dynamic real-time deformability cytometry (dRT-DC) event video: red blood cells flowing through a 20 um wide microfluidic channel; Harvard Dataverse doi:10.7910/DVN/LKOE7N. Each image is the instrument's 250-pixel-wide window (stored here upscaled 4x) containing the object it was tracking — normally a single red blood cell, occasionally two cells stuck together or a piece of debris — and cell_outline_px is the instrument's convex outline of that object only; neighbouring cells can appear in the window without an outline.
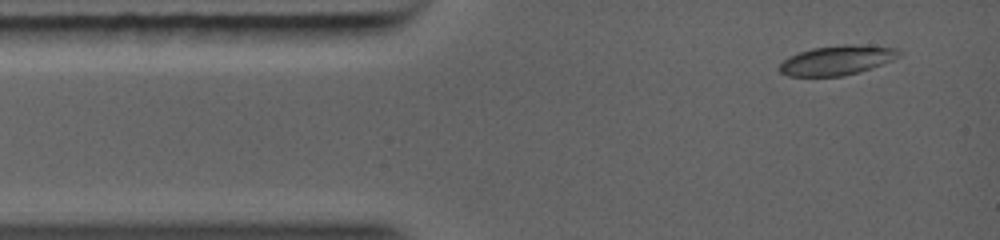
{"species": "common noctule bat (a hibernating species)", "species_latin": "Nyctalus noctula", "temperature_condition": "warm", "stored_images_in_passage": 29, "camera_frame_rate_fps": 5000, "um_per_image_px": 0.085, "animal": {"sex": "female", "body_mass_g": 19.0, "forearm_length_mm": 56.7}, "frame": {"image": 1, "passage_image": 1, "time_ms": 0.0, "image_size_px": [1000, 240], "cell_outline_px": [[904, 52], [900, 56], [892, 60], [860, 72], [844, 76], [788, 76], [780, 72], [776, 68], [788, 56], [812, 48], [844, 44], [852, 44], [896, 48]], "centroid_in_image_um": [71.14, 5.12], "position_along_channel_um": 13.9, "area_um2": 20.69}}
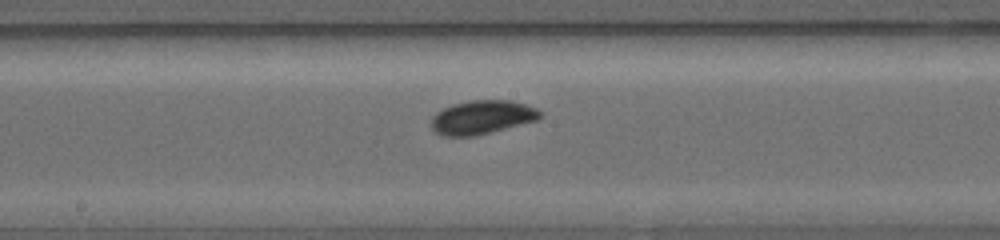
{"frame": {"image": 2, "passage_image": 14, "time_ms": 5.0, "image_size_px": [1000, 240], "cell_outline_px": [[544, 112], [536, 120], [476, 136], [440, 136], [432, 128], [432, 116], [436, 112], [452, 104], [468, 100], [512, 100], [536, 108]], "centroid_in_image_um": [40.96, 9.96], "position_along_channel_um": 207.2, "area_um2": 21.44}}
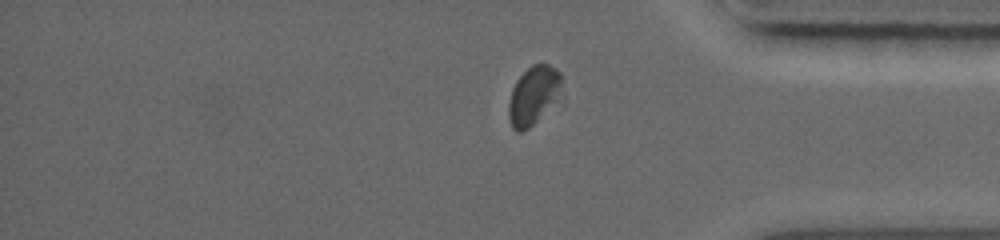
{"frame": {"image": 3, "passage_image": 25, "time_ms": 9.0, "image_size_px": [1000, 240], "cell_outline_px": [[560, 84], [556, 100], [528, 128], [520, 132], [516, 132], [512, 128], [508, 116], [508, 104], [512, 88], [516, 80], [532, 64], [548, 64], [556, 68], [560, 72]], "centroid_in_image_um": [45.28, 8.1], "position_along_channel_um": 389.9, "area_um2": 17.57}}